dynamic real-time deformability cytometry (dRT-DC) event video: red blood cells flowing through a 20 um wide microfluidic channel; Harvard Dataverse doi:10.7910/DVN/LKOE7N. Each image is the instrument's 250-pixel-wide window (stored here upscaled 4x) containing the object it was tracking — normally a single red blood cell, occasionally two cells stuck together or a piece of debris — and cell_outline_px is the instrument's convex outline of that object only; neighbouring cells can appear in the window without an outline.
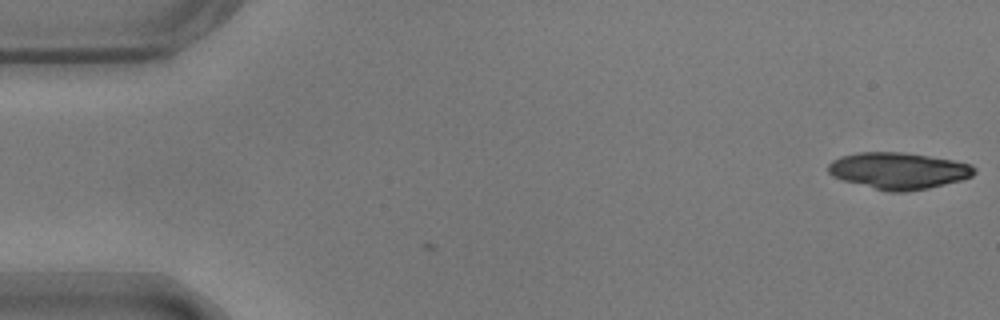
{"species": "common noctule bat (a hibernating species)", "species_latin": "Nyctalus noctula", "temperature_condition": "warm", "stored_images_in_passage": 3, "camera_frame_rate_fps": 3000, "um_per_image_px": 0.085, "animal": {"sex": "male", "body_mass_g": 17.9}, "frame": {"image": 1, "passage_image": 1, "time_ms": 0.0, "image_size_px": [1000, 320], "cell_outline_px": [[976, 172], [972, 176], [960, 180], [928, 188], [904, 192], [892, 192], [844, 180], [832, 176], [828, 172], [828, 164], [832, 160], [840, 156], [860, 152], [904, 152], [952, 160], [972, 164], [976, 168]], "centroid_in_image_um": [76.38, 14.5], "position_along_channel_um": 8.6, "area_um2": 30.87}}